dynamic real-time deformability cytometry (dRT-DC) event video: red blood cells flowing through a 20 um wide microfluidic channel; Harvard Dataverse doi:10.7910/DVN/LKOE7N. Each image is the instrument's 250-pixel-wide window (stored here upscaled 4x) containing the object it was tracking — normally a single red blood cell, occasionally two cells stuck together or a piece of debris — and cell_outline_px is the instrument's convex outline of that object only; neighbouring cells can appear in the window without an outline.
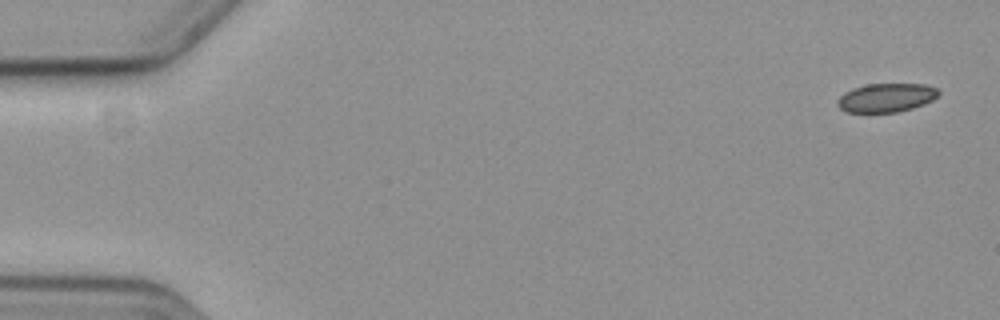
{"species": "common noctule bat (a hibernating species)", "species_latin": "Nyctalus noctula", "temperature_condition": "cold", "stored_images_in_passage": 57, "camera_frame_rate_fps": 3000, "um_per_image_px": 0.085, "animal": {"sex": "female", "body_mass_g": 19.3, "forearm_length_mm": 54.1}, "frame": {"image": 1, "passage_image": 1, "time_ms": 0.0, "image_size_px": [1000, 320], "cell_outline_px": [[940, 92], [932, 100], [924, 104], [912, 108], [896, 112], [844, 112], [836, 104], [836, 100], [844, 92], [852, 88], [868, 84], [924, 84], [936, 88]], "centroid_in_image_um": [75.29, 8.3], "position_along_channel_um": 9.7, "area_um2": 16.94}}
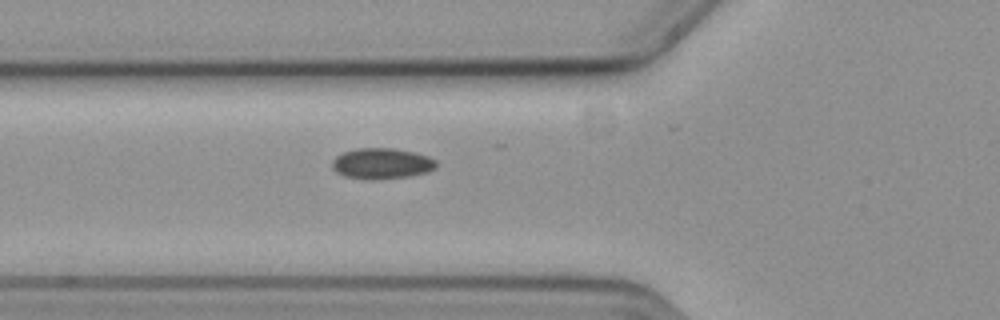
{"frame": {"image": 2, "passage_image": 20, "time_ms": 6.333, "image_size_px": [1000, 320], "cell_outline_px": [[436, 168], [428, 172], [412, 176], [376, 180], [372, 180], [344, 176], [336, 172], [332, 168], [332, 160], [336, 156], [344, 152], [356, 148], [392, 148], [416, 152], [428, 156], [436, 160]], "centroid_in_image_um": [32.46, 13.9], "position_along_channel_um": 93.3, "area_um2": 18.96}}
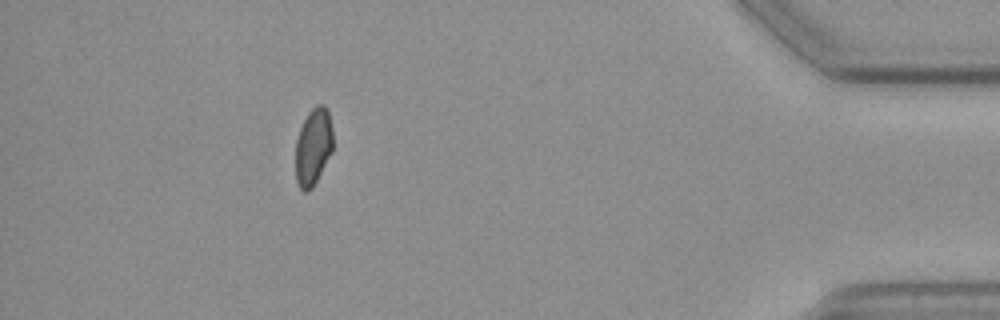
{"frame": {"image": 3, "passage_image": 51, "time_ms": 16.667, "image_size_px": [1000, 320], "cell_outline_px": [[332, 152], [312, 188], [304, 192], [300, 188], [296, 180], [296, 140], [300, 128], [308, 112], [316, 104], [324, 104], [328, 108], [332, 128]], "centroid_in_image_um": [26.63, 12.43], "position_along_channel_um": 408.6, "area_um2": 16.82}}